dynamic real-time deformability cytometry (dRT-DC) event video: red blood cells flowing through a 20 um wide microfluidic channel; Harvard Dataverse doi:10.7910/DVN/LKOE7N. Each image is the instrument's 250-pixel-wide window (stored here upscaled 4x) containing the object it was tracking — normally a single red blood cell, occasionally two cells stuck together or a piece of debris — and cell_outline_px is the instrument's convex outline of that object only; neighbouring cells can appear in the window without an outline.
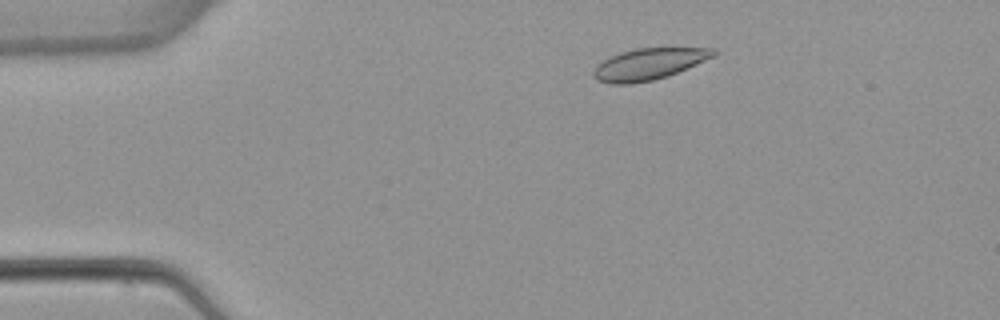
{"species": "common noctule bat (a hibernating species)", "species_latin": "Nyctalus noctula", "temperature_condition": "warm", "stored_images_in_passage": 5, "camera_frame_rate_fps": 3000, "um_per_image_px": 0.085, "animal": {"sex": "female", "body_mass_g": 22.7, "forearm_length_mm": 54.2}, "frame": {"image": 1, "passage_image": 2, "time_ms": 1.333, "image_size_px": [1000, 320], "cell_outline_px": [[716, 56], [668, 76], [652, 80], [632, 84], [612, 84], [596, 80], [592, 76], [592, 72], [596, 64], [620, 52], [636, 48], [716, 48]], "centroid_in_image_um": [55.13, 5.45], "position_along_channel_um": 29.9, "area_um2": 22.08}}
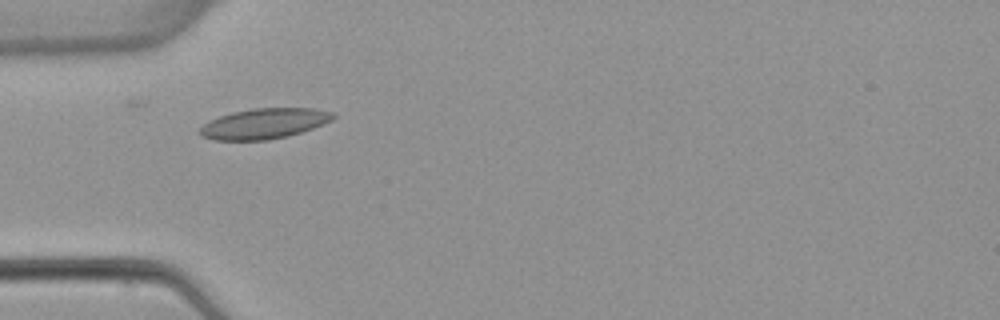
{"frame": {"image": 2, "passage_image": 4, "time_ms": 3.667, "image_size_px": [1000, 320], "cell_outline_px": [[336, 116], [332, 120], [324, 124], [288, 136], [268, 140], [216, 140], [200, 136], [196, 132], [208, 120], [232, 112], [252, 108], [312, 108], [332, 112]], "centroid_in_image_um": [22.42, 10.5], "position_along_channel_um": 62.6, "area_um2": 23.7}}
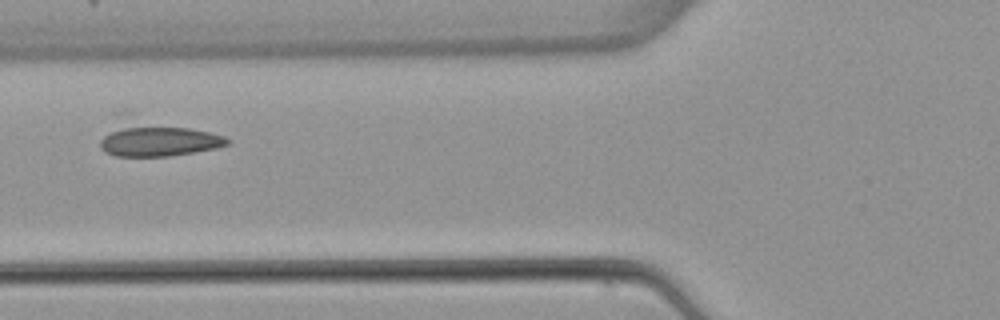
{"frame": {"image": 3, "passage_image": 5, "time_ms": 5.0, "image_size_px": [1000, 320], "cell_outline_px": [[232, 140], [228, 144], [216, 148], [168, 156], [116, 156], [104, 152], [100, 148], [100, 140], [104, 136], [128, 124], [132, 124], [188, 128], [208, 132], [224, 136]], "centroid_in_image_um": [13.51, 11.99], "position_along_channel_um": 112.3, "area_um2": 22.43}}